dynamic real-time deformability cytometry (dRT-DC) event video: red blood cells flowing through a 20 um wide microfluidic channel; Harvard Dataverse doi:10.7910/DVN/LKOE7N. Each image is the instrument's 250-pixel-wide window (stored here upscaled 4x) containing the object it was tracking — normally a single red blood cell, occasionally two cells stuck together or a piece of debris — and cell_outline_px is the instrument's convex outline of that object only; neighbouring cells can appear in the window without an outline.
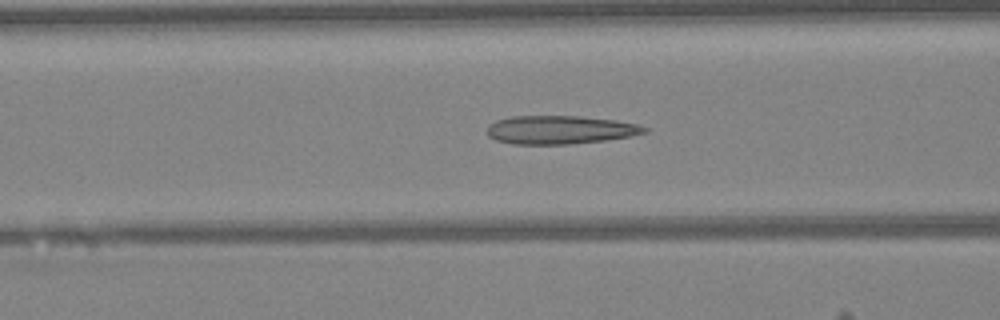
{"species": "Egyptian fruit bat (a non-hibernating species)", "species_latin": "Rousettus aegyptiacus", "temperature_condition": "warm", "stored_images_in_passage": 34, "camera_frame_rate_fps": 3000, "um_per_image_px": 0.085, "animal": {"sex": "female"}, "frame": {"image": 1, "passage_image": 8, "time_ms": 2.333, "image_size_px": [1000, 320], "cell_outline_px": [[648, 132], [628, 136], [604, 140], [568, 144], [512, 144], [496, 140], [488, 136], [488, 124], [496, 120], [512, 116], [580, 116], [616, 120], [636, 124], [648, 128]], "centroid_in_image_um": [47.57, 11.03], "position_along_channel_um": 119.0, "area_um2": 25.95}}
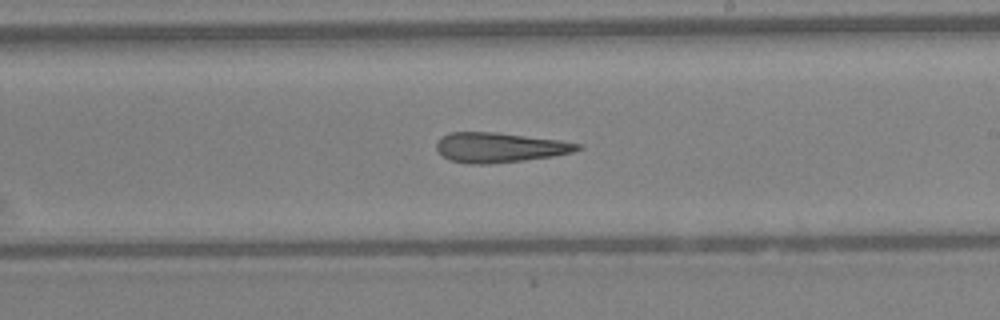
{"frame": {"image": 2, "passage_image": 17, "time_ms": 5.333, "image_size_px": [1000, 320], "cell_outline_px": [[584, 148], [572, 152], [552, 156], [524, 160], [488, 164], [468, 164], [448, 160], [436, 148], [436, 144], [440, 136], [448, 132], [496, 132], [560, 140], [584, 144]], "centroid_in_image_um": [42.47, 12.53], "position_along_channel_um": 246.5, "area_um2": 24.74}}
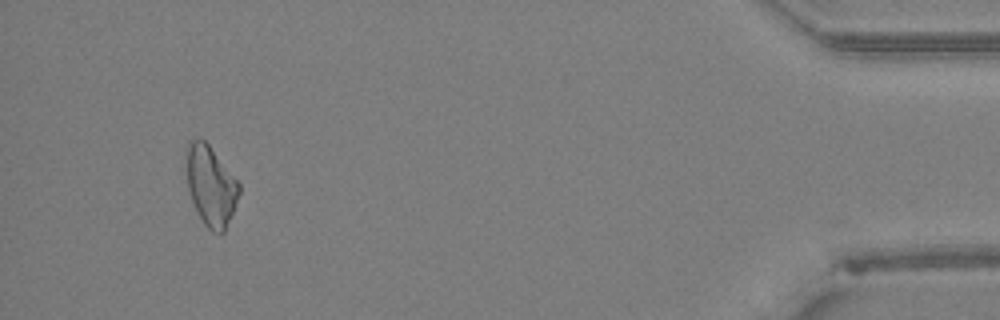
{"frame": {"image": 3, "passage_image": 34, "time_ms": 11.0, "image_size_px": [1000, 320], "cell_outline_px": [[240, 192], [224, 232], [212, 232], [204, 224], [192, 200], [188, 188], [184, 152], [188, 140], [196, 136], [200, 136], [208, 144], [240, 184]], "centroid_in_image_um": [17.87, 15.7], "position_along_channel_um": 417.3, "area_um2": 24.57}, "authors_computed_cell_mechanics": {"area_um2": 24.7384, "velocity_mm_per_s": 4.2871, "shape_relaxation_time_tau1_ms": null, "shape_relaxation_time_tau2_ms": 7.1185, "deformation_change_tau1": null, "deformation_change_tau2": 0.2079}}